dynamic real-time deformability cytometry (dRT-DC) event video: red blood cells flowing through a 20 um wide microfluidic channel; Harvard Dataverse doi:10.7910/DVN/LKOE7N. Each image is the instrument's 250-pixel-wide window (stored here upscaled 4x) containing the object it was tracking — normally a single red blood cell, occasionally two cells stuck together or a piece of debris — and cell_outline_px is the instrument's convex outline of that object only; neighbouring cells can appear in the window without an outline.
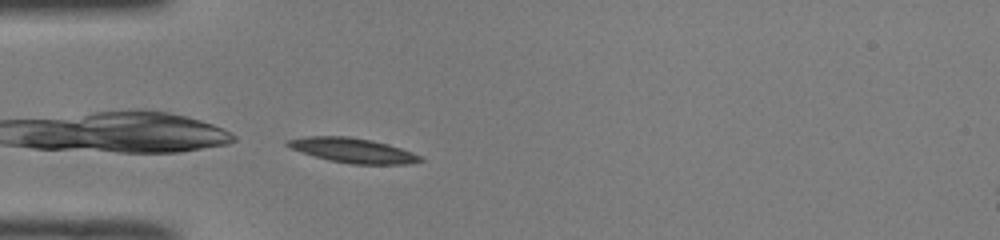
{"species": "common noctule bat (a hibernating species)", "species_latin": "Nyctalus noctula", "temperature_condition": "room temperature", "stored_images_in_passage": 17, "camera_frame_rate_fps": 3000, "um_per_image_px": 0.085, "animal": {"sex": "male", "body_mass_g": 19.0, "forearm_length_mm": 50.8}, "frame": {"image": 1, "passage_image": 1, "time_ms": 0.0, "image_size_px": [1000, 240], "cell_outline_px": [[424, 160], [408, 164], [352, 164], [328, 160], [300, 152], [284, 144], [284, 140], [308, 136], [348, 136], [372, 140], [388, 144], [412, 152], [420, 156]], "centroid_in_image_um": [29.95, 12.78], "position_along_channel_um": 55.0, "area_um2": 19.13}}
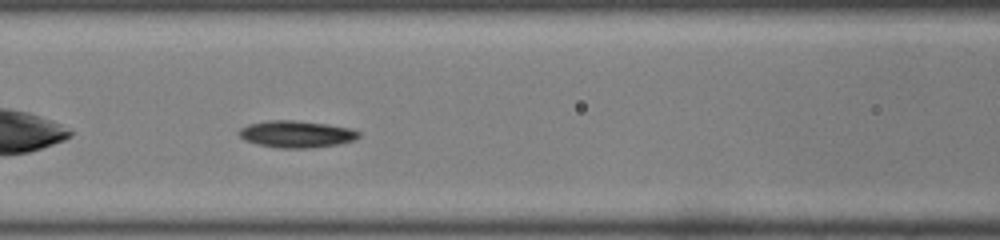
{"frame": {"image": 2, "passage_image": 8, "time_ms": 2.333, "image_size_px": [1000, 240], "cell_outline_px": [[360, 136], [356, 140], [340, 144], [312, 148], [280, 148], [256, 144], [244, 140], [240, 136], [240, 128], [248, 124], [268, 120], [292, 120], [324, 124], [352, 128], [360, 132]], "centroid_in_image_um": [25.22, 11.41], "position_along_channel_um": 141.4, "area_um2": 18.84}}